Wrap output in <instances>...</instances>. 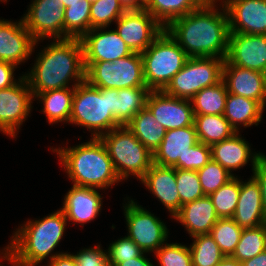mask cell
Here are the masks:
<instances>
[{
	"mask_svg": "<svg viewBox=\"0 0 266 266\" xmlns=\"http://www.w3.org/2000/svg\"><path fill=\"white\" fill-rule=\"evenodd\" d=\"M215 7L216 3L197 7L165 28L189 57L226 58L228 16L224 6L223 12Z\"/></svg>",
	"mask_w": 266,
	"mask_h": 266,
	"instance_id": "6da1fadb",
	"label": "cell"
},
{
	"mask_svg": "<svg viewBox=\"0 0 266 266\" xmlns=\"http://www.w3.org/2000/svg\"><path fill=\"white\" fill-rule=\"evenodd\" d=\"M36 57L34 67L24 74L33 97L48 90L69 87L85 81L83 48L79 38L54 39Z\"/></svg>",
	"mask_w": 266,
	"mask_h": 266,
	"instance_id": "7a4b0ae2",
	"label": "cell"
},
{
	"mask_svg": "<svg viewBox=\"0 0 266 266\" xmlns=\"http://www.w3.org/2000/svg\"><path fill=\"white\" fill-rule=\"evenodd\" d=\"M67 223L61 209L43 219L27 221L13 233L10 244L2 250V259L13 266H36L49 257V254V260H52L64 253L51 252L61 241Z\"/></svg>",
	"mask_w": 266,
	"mask_h": 266,
	"instance_id": "3957f363",
	"label": "cell"
},
{
	"mask_svg": "<svg viewBox=\"0 0 266 266\" xmlns=\"http://www.w3.org/2000/svg\"><path fill=\"white\" fill-rule=\"evenodd\" d=\"M56 152L74 186L107 189L121 182L100 138L73 147L50 148Z\"/></svg>",
	"mask_w": 266,
	"mask_h": 266,
	"instance_id": "277c9868",
	"label": "cell"
},
{
	"mask_svg": "<svg viewBox=\"0 0 266 266\" xmlns=\"http://www.w3.org/2000/svg\"><path fill=\"white\" fill-rule=\"evenodd\" d=\"M119 89L96 88L86 80L75 86L69 123L85 126L91 137L101 135L121 126L116 121V95Z\"/></svg>",
	"mask_w": 266,
	"mask_h": 266,
	"instance_id": "5b68a950",
	"label": "cell"
},
{
	"mask_svg": "<svg viewBox=\"0 0 266 266\" xmlns=\"http://www.w3.org/2000/svg\"><path fill=\"white\" fill-rule=\"evenodd\" d=\"M141 56L144 81L151 91H163L189 59L166 29Z\"/></svg>",
	"mask_w": 266,
	"mask_h": 266,
	"instance_id": "8992f818",
	"label": "cell"
},
{
	"mask_svg": "<svg viewBox=\"0 0 266 266\" xmlns=\"http://www.w3.org/2000/svg\"><path fill=\"white\" fill-rule=\"evenodd\" d=\"M107 149L117 175L141 180L153 164V154L126 127L119 126L99 137Z\"/></svg>",
	"mask_w": 266,
	"mask_h": 266,
	"instance_id": "52a82bcc",
	"label": "cell"
},
{
	"mask_svg": "<svg viewBox=\"0 0 266 266\" xmlns=\"http://www.w3.org/2000/svg\"><path fill=\"white\" fill-rule=\"evenodd\" d=\"M84 67L85 80L96 88L147 87L143 77L141 53L133 52L115 62H84Z\"/></svg>",
	"mask_w": 266,
	"mask_h": 266,
	"instance_id": "ba28073f",
	"label": "cell"
},
{
	"mask_svg": "<svg viewBox=\"0 0 266 266\" xmlns=\"http://www.w3.org/2000/svg\"><path fill=\"white\" fill-rule=\"evenodd\" d=\"M224 61L214 57H189L163 91L173 97L191 100L203 88L222 80Z\"/></svg>",
	"mask_w": 266,
	"mask_h": 266,
	"instance_id": "9c48e42d",
	"label": "cell"
},
{
	"mask_svg": "<svg viewBox=\"0 0 266 266\" xmlns=\"http://www.w3.org/2000/svg\"><path fill=\"white\" fill-rule=\"evenodd\" d=\"M127 203L123 206L128 227L127 236L144 253H155L167 241L169 231L165 223L134 200L130 199Z\"/></svg>",
	"mask_w": 266,
	"mask_h": 266,
	"instance_id": "30bf717a",
	"label": "cell"
},
{
	"mask_svg": "<svg viewBox=\"0 0 266 266\" xmlns=\"http://www.w3.org/2000/svg\"><path fill=\"white\" fill-rule=\"evenodd\" d=\"M12 87L0 89V131L15 138L32 109L33 94L24 75Z\"/></svg>",
	"mask_w": 266,
	"mask_h": 266,
	"instance_id": "8fae6325",
	"label": "cell"
},
{
	"mask_svg": "<svg viewBox=\"0 0 266 266\" xmlns=\"http://www.w3.org/2000/svg\"><path fill=\"white\" fill-rule=\"evenodd\" d=\"M115 31L132 52L142 53L165 29L145 8L126 10Z\"/></svg>",
	"mask_w": 266,
	"mask_h": 266,
	"instance_id": "7c38bea8",
	"label": "cell"
},
{
	"mask_svg": "<svg viewBox=\"0 0 266 266\" xmlns=\"http://www.w3.org/2000/svg\"><path fill=\"white\" fill-rule=\"evenodd\" d=\"M64 8L60 0H33L23 22L35 41L64 39Z\"/></svg>",
	"mask_w": 266,
	"mask_h": 266,
	"instance_id": "4fadbf2b",
	"label": "cell"
},
{
	"mask_svg": "<svg viewBox=\"0 0 266 266\" xmlns=\"http://www.w3.org/2000/svg\"><path fill=\"white\" fill-rule=\"evenodd\" d=\"M146 107L166 130L194 125L195 115L191 100L173 97L164 91H151Z\"/></svg>",
	"mask_w": 266,
	"mask_h": 266,
	"instance_id": "5bb4252c",
	"label": "cell"
},
{
	"mask_svg": "<svg viewBox=\"0 0 266 266\" xmlns=\"http://www.w3.org/2000/svg\"><path fill=\"white\" fill-rule=\"evenodd\" d=\"M225 60L231 65L266 74V35L229 33Z\"/></svg>",
	"mask_w": 266,
	"mask_h": 266,
	"instance_id": "9a60e30c",
	"label": "cell"
},
{
	"mask_svg": "<svg viewBox=\"0 0 266 266\" xmlns=\"http://www.w3.org/2000/svg\"><path fill=\"white\" fill-rule=\"evenodd\" d=\"M105 29H91L80 38L84 62H115L133 53L115 29Z\"/></svg>",
	"mask_w": 266,
	"mask_h": 266,
	"instance_id": "2e32d148",
	"label": "cell"
},
{
	"mask_svg": "<svg viewBox=\"0 0 266 266\" xmlns=\"http://www.w3.org/2000/svg\"><path fill=\"white\" fill-rule=\"evenodd\" d=\"M224 7L230 33L266 35V0H231Z\"/></svg>",
	"mask_w": 266,
	"mask_h": 266,
	"instance_id": "e0dca14e",
	"label": "cell"
},
{
	"mask_svg": "<svg viewBox=\"0 0 266 266\" xmlns=\"http://www.w3.org/2000/svg\"><path fill=\"white\" fill-rule=\"evenodd\" d=\"M36 44L23 19L19 22L0 20V61L18 66L29 59Z\"/></svg>",
	"mask_w": 266,
	"mask_h": 266,
	"instance_id": "ac0fdd59",
	"label": "cell"
},
{
	"mask_svg": "<svg viewBox=\"0 0 266 266\" xmlns=\"http://www.w3.org/2000/svg\"><path fill=\"white\" fill-rule=\"evenodd\" d=\"M198 142L195 126L166 130V134L153 153V163L185 170V155Z\"/></svg>",
	"mask_w": 266,
	"mask_h": 266,
	"instance_id": "d6986e66",
	"label": "cell"
},
{
	"mask_svg": "<svg viewBox=\"0 0 266 266\" xmlns=\"http://www.w3.org/2000/svg\"><path fill=\"white\" fill-rule=\"evenodd\" d=\"M222 80L225 83L228 93L255 100L265 108V73L231 65L225 60L222 70Z\"/></svg>",
	"mask_w": 266,
	"mask_h": 266,
	"instance_id": "ffe728a7",
	"label": "cell"
},
{
	"mask_svg": "<svg viewBox=\"0 0 266 266\" xmlns=\"http://www.w3.org/2000/svg\"><path fill=\"white\" fill-rule=\"evenodd\" d=\"M102 196L97 188L72 186L66 193L61 210L67 221L84 225L99 215Z\"/></svg>",
	"mask_w": 266,
	"mask_h": 266,
	"instance_id": "44dd1931",
	"label": "cell"
},
{
	"mask_svg": "<svg viewBox=\"0 0 266 266\" xmlns=\"http://www.w3.org/2000/svg\"><path fill=\"white\" fill-rule=\"evenodd\" d=\"M140 181L169 210L172 218L180 211V196L174 167L153 163Z\"/></svg>",
	"mask_w": 266,
	"mask_h": 266,
	"instance_id": "7402d4cb",
	"label": "cell"
},
{
	"mask_svg": "<svg viewBox=\"0 0 266 266\" xmlns=\"http://www.w3.org/2000/svg\"><path fill=\"white\" fill-rule=\"evenodd\" d=\"M238 132L223 141L211 146V156L214 161L230 173L244 167L249 161L252 163V171L257 160L263 153H252L249 143L240 137Z\"/></svg>",
	"mask_w": 266,
	"mask_h": 266,
	"instance_id": "603a6c76",
	"label": "cell"
},
{
	"mask_svg": "<svg viewBox=\"0 0 266 266\" xmlns=\"http://www.w3.org/2000/svg\"><path fill=\"white\" fill-rule=\"evenodd\" d=\"M232 218L243 229L266 224L261 189L253 177L247 182L241 181L238 203Z\"/></svg>",
	"mask_w": 266,
	"mask_h": 266,
	"instance_id": "cb8c5ba5",
	"label": "cell"
},
{
	"mask_svg": "<svg viewBox=\"0 0 266 266\" xmlns=\"http://www.w3.org/2000/svg\"><path fill=\"white\" fill-rule=\"evenodd\" d=\"M173 218L185 226L191 237L210 234L212 227L219 220L209 196L185 203Z\"/></svg>",
	"mask_w": 266,
	"mask_h": 266,
	"instance_id": "d4e9b609",
	"label": "cell"
},
{
	"mask_svg": "<svg viewBox=\"0 0 266 266\" xmlns=\"http://www.w3.org/2000/svg\"><path fill=\"white\" fill-rule=\"evenodd\" d=\"M264 108L255 100L240 95L228 93L224 111V117L229 121L231 127L239 133V126L245 128L262 120Z\"/></svg>",
	"mask_w": 266,
	"mask_h": 266,
	"instance_id": "484cf974",
	"label": "cell"
},
{
	"mask_svg": "<svg viewBox=\"0 0 266 266\" xmlns=\"http://www.w3.org/2000/svg\"><path fill=\"white\" fill-rule=\"evenodd\" d=\"M155 119L151 111L145 107L125 125L152 154L166 134V129Z\"/></svg>",
	"mask_w": 266,
	"mask_h": 266,
	"instance_id": "4316f807",
	"label": "cell"
},
{
	"mask_svg": "<svg viewBox=\"0 0 266 266\" xmlns=\"http://www.w3.org/2000/svg\"><path fill=\"white\" fill-rule=\"evenodd\" d=\"M74 83L69 87L55 90H48L38 93L35 98H39L44 107L42 112L48 119L49 124L57 122L69 123L72 112L73 94L75 91Z\"/></svg>",
	"mask_w": 266,
	"mask_h": 266,
	"instance_id": "83f0119b",
	"label": "cell"
},
{
	"mask_svg": "<svg viewBox=\"0 0 266 266\" xmlns=\"http://www.w3.org/2000/svg\"><path fill=\"white\" fill-rule=\"evenodd\" d=\"M194 126L198 141L208 146L219 143L236 133L224 115H195Z\"/></svg>",
	"mask_w": 266,
	"mask_h": 266,
	"instance_id": "f1b7e54d",
	"label": "cell"
},
{
	"mask_svg": "<svg viewBox=\"0 0 266 266\" xmlns=\"http://www.w3.org/2000/svg\"><path fill=\"white\" fill-rule=\"evenodd\" d=\"M228 91L225 83H219L203 88L191 99L194 115H223Z\"/></svg>",
	"mask_w": 266,
	"mask_h": 266,
	"instance_id": "f546056e",
	"label": "cell"
},
{
	"mask_svg": "<svg viewBox=\"0 0 266 266\" xmlns=\"http://www.w3.org/2000/svg\"><path fill=\"white\" fill-rule=\"evenodd\" d=\"M151 90L147 87L119 89L116 95V121L125 126L140 110L146 107Z\"/></svg>",
	"mask_w": 266,
	"mask_h": 266,
	"instance_id": "4dcf8cb0",
	"label": "cell"
},
{
	"mask_svg": "<svg viewBox=\"0 0 266 266\" xmlns=\"http://www.w3.org/2000/svg\"><path fill=\"white\" fill-rule=\"evenodd\" d=\"M198 6L192 0H150L144 7L164 28Z\"/></svg>",
	"mask_w": 266,
	"mask_h": 266,
	"instance_id": "1f68e13d",
	"label": "cell"
},
{
	"mask_svg": "<svg viewBox=\"0 0 266 266\" xmlns=\"http://www.w3.org/2000/svg\"><path fill=\"white\" fill-rule=\"evenodd\" d=\"M91 4L81 0L64 8V39L81 38L90 30Z\"/></svg>",
	"mask_w": 266,
	"mask_h": 266,
	"instance_id": "d6a6232c",
	"label": "cell"
},
{
	"mask_svg": "<svg viewBox=\"0 0 266 266\" xmlns=\"http://www.w3.org/2000/svg\"><path fill=\"white\" fill-rule=\"evenodd\" d=\"M264 250H266V224L243 229L240 240L231 257L239 262H244Z\"/></svg>",
	"mask_w": 266,
	"mask_h": 266,
	"instance_id": "836d02e7",
	"label": "cell"
},
{
	"mask_svg": "<svg viewBox=\"0 0 266 266\" xmlns=\"http://www.w3.org/2000/svg\"><path fill=\"white\" fill-rule=\"evenodd\" d=\"M192 238L194 241L189 248L193 266H214L225 257L210 234H199Z\"/></svg>",
	"mask_w": 266,
	"mask_h": 266,
	"instance_id": "e575fe53",
	"label": "cell"
},
{
	"mask_svg": "<svg viewBox=\"0 0 266 266\" xmlns=\"http://www.w3.org/2000/svg\"><path fill=\"white\" fill-rule=\"evenodd\" d=\"M241 180L234 177L209 195L219 218H232L238 203Z\"/></svg>",
	"mask_w": 266,
	"mask_h": 266,
	"instance_id": "d590c367",
	"label": "cell"
},
{
	"mask_svg": "<svg viewBox=\"0 0 266 266\" xmlns=\"http://www.w3.org/2000/svg\"><path fill=\"white\" fill-rule=\"evenodd\" d=\"M243 228L233 218H219L212 227L210 235L224 256H232L240 240Z\"/></svg>",
	"mask_w": 266,
	"mask_h": 266,
	"instance_id": "8d00e7d4",
	"label": "cell"
},
{
	"mask_svg": "<svg viewBox=\"0 0 266 266\" xmlns=\"http://www.w3.org/2000/svg\"><path fill=\"white\" fill-rule=\"evenodd\" d=\"M126 11L119 0H97L91 4L90 30L107 28Z\"/></svg>",
	"mask_w": 266,
	"mask_h": 266,
	"instance_id": "74e56055",
	"label": "cell"
},
{
	"mask_svg": "<svg viewBox=\"0 0 266 266\" xmlns=\"http://www.w3.org/2000/svg\"><path fill=\"white\" fill-rule=\"evenodd\" d=\"M200 184L205 196L217 191L235 176L219 163L211 159L203 168L197 170Z\"/></svg>",
	"mask_w": 266,
	"mask_h": 266,
	"instance_id": "f35d334b",
	"label": "cell"
},
{
	"mask_svg": "<svg viewBox=\"0 0 266 266\" xmlns=\"http://www.w3.org/2000/svg\"><path fill=\"white\" fill-rule=\"evenodd\" d=\"M175 177L180 196V209L185 203L205 196L197 171L175 169Z\"/></svg>",
	"mask_w": 266,
	"mask_h": 266,
	"instance_id": "ab89813d",
	"label": "cell"
},
{
	"mask_svg": "<svg viewBox=\"0 0 266 266\" xmlns=\"http://www.w3.org/2000/svg\"><path fill=\"white\" fill-rule=\"evenodd\" d=\"M160 266H193L190 248L179 243H165L155 253Z\"/></svg>",
	"mask_w": 266,
	"mask_h": 266,
	"instance_id": "60d3db41",
	"label": "cell"
},
{
	"mask_svg": "<svg viewBox=\"0 0 266 266\" xmlns=\"http://www.w3.org/2000/svg\"><path fill=\"white\" fill-rule=\"evenodd\" d=\"M107 251L109 266H117L120 262L139 257L143 253L139 246L128 236L110 243Z\"/></svg>",
	"mask_w": 266,
	"mask_h": 266,
	"instance_id": "b9f144b4",
	"label": "cell"
},
{
	"mask_svg": "<svg viewBox=\"0 0 266 266\" xmlns=\"http://www.w3.org/2000/svg\"><path fill=\"white\" fill-rule=\"evenodd\" d=\"M72 256L77 266H109L108 251H103L100 244L84 248Z\"/></svg>",
	"mask_w": 266,
	"mask_h": 266,
	"instance_id": "7bdbcfd3",
	"label": "cell"
},
{
	"mask_svg": "<svg viewBox=\"0 0 266 266\" xmlns=\"http://www.w3.org/2000/svg\"><path fill=\"white\" fill-rule=\"evenodd\" d=\"M211 159V146L198 141L185 155V170L197 171L203 168Z\"/></svg>",
	"mask_w": 266,
	"mask_h": 266,
	"instance_id": "ee69618b",
	"label": "cell"
},
{
	"mask_svg": "<svg viewBox=\"0 0 266 266\" xmlns=\"http://www.w3.org/2000/svg\"><path fill=\"white\" fill-rule=\"evenodd\" d=\"M261 189L262 206L266 218V155L263 154L256 162L252 176Z\"/></svg>",
	"mask_w": 266,
	"mask_h": 266,
	"instance_id": "f6af8a7d",
	"label": "cell"
},
{
	"mask_svg": "<svg viewBox=\"0 0 266 266\" xmlns=\"http://www.w3.org/2000/svg\"><path fill=\"white\" fill-rule=\"evenodd\" d=\"M16 68L17 66L10 62L0 61V89L12 87L18 82L14 78Z\"/></svg>",
	"mask_w": 266,
	"mask_h": 266,
	"instance_id": "bcb514c9",
	"label": "cell"
},
{
	"mask_svg": "<svg viewBox=\"0 0 266 266\" xmlns=\"http://www.w3.org/2000/svg\"><path fill=\"white\" fill-rule=\"evenodd\" d=\"M47 262V266H77L72 254L68 252L57 255Z\"/></svg>",
	"mask_w": 266,
	"mask_h": 266,
	"instance_id": "7dc6e473",
	"label": "cell"
},
{
	"mask_svg": "<svg viewBox=\"0 0 266 266\" xmlns=\"http://www.w3.org/2000/svg\"><path fill=\"white\" fill-rule=\"evenodd\" d=\"M117 266H155L146 256L144 252L139 256L123 262H120Z\"/></svg>",
	"mask_w": 266,
	"mask_h": 266,
	"instance_id": "c3c4849f",
	"label": "cell"
},
{
	"mask_svg": "<svg viewBox=\"0 0 266 266\" xmlns=\"http://www.w3.org/2000/svg\"><path fill=\"white\" fill-rule=\"evenodd\" d=\"M242 266H266V250L262 251L257 256L241 262Z\"/></svg>",
	"mask_w": 266,
	"mask_h": 266,
	"instance_id": "681fc988",
	"label": "cell"
},
{
	"mask_svg": "<svg viewBox=\"0 0 266 266\" xmlns=\"http://www.w3.org/2000/svg\"><path fill=\"white\" fill-rule=\"evenodd\" d=\"M214 266H242L241 262L237 259L232 258L231 256H225L220 262Z\"/></svg>",
	"mask_w": 266,
	"mask_h": 266,
	"instance_id": "f907efd6",
	"label": "cell"
},
{
	"mask_svg": "<svg viewBox=\"0 0 266 266\" xmlns=\"http://www.w3.org/2000/svg\"><path fill=\"white\" fill-rule=\"evenodd\" d=\"M126 10H138V0H119Z\"/></svg>",
	"mask_w": 266,
	"mask_h": 266,
	"instance_id": "816d5d0a",
	"label": "cell"
},
{
	"mask_svg": "<svg viewBox=\"0 0 266 266\" xmlns=\"http://www.w3.org/2000/svg\"><path fill=\"white\" fill-rule=\"evenodd\" d=\"M198 7L208 6L215 3L214 0H192Z\"/></svg>",
	"mask_w": 266,
	"mask_h": 266,
	"instance_id": "f5cc1de1",
	"label": "cell"
},
{
	"mask_svg": "<svg viewBox=\"0 0 266 266\" xmlns=\"http://www.w3.org/2000/svg\"><path fill=\"white\" fill-rule=\"evenodd\" d=\"M60 1H61V5L63 6V8H67L70 6V4L81 1V0H60Z\"/></svg>",
	"mask_w": 266,
	"mask_h": 266,
	"instance_id": "db71d44e",
	"label": "cell"
},
{
	"mask_svg": "<svg viewBox=\"0 0 266 266\" xmlns=\"http://www.w3.org/2000/svg\"><path fill=\"white\" fill-rule=\"evenodd\" d=\"M150 0H138V9H143Z\"/></svg>",
	"mask_w": 266,
	"mask_h": 266,
	"instance_id": "11a10c76",
	"label": "cell"
},
{
	"mask_svg": "<svg viewBox=\"0 0 266 266\" xmlns=\"http://www.w3.org/2000/svg\"><path fill=\"white\" fill-rule=\"evenodd\" d=\"M90 4L94 3L97 0H87Z\"/></svg>",
	"mask_w": 266,
	"mask_h": 266,
	"instance_id": "9f6ffc18",
	"label": "cell"
}]
</instances>
